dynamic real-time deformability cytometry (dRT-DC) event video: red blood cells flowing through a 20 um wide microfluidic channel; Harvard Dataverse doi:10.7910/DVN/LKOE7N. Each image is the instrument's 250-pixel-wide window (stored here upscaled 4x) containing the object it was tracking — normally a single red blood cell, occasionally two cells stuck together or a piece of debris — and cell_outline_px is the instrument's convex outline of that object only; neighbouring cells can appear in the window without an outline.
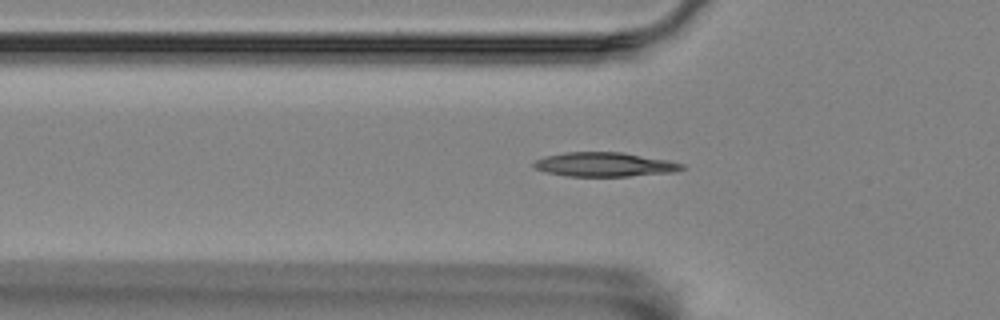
{"species": "Egyptian fruit bat (a non-hibernating species)", "species_latin": "Rousettus aegyptiacus", "temperature_condition": "room temperature", "stored_images_in_passage": 38, "camera_frame_rate_fps": 3000, "um_per_image_px": 0.085, "animal": {"sex": "female"}, "frame": {"image": 1, "passage_image": 5, "time_ms": 1.333, "image_size_px": [1000, 320], "cell_outline_px": [[688, 168], [676, 172], [628, 176], [564, 176], [544, 172], [536, 168], [532, 164], [536, 160], [544, 156], [564, 152], [620, 152], [668, 160], [684, 164]], "centroid_in_image_um": [51.4, 13.98], "position_along_channel_um": 74.4, "area_um2": 21.04}}
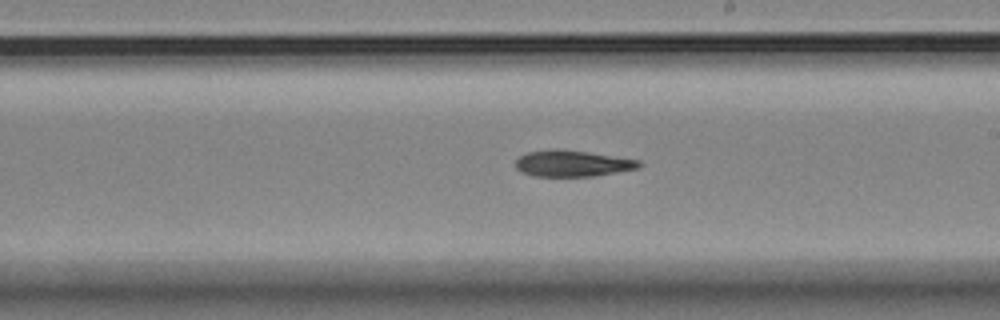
{"frame": {"image": 2, "passage_image": 19, "time_ms": 6.0, "image_size_px": [1000, 320], "cell_outline_px": [[644, 164], [640, 168], [596, 176], [532, 176], [516, 168], [516, 160], [520, 156], [528, 152], [556, 148], [560, 148], [588, 152], [640, 160]], "centroid_in_image_um": [48.7, 13.89], "position_along_channel_um": 240.3, "area_um2": 19.02}}
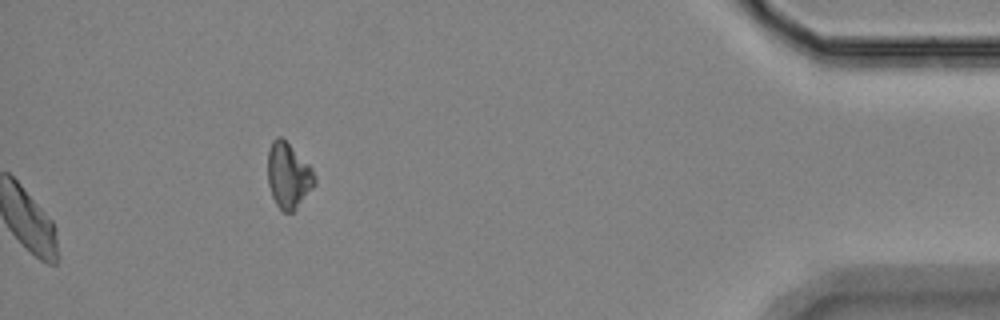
{"frame": {"image": 3, "passage_image": 38, "time_ms": 12.333, "image_size_px": [1000, 320], "cell_outline_px": [[316, 184], [296, 208], [292, 212], [284, 212], [276, 204], [272, 196], [268, 184], [268, 148], [272, 140], [276, 136], [280, 136], [312, 168], [316, 176]], "centroid_in_image_um": [24.5, 14.92], "position_along_channel_um": 410.7, "area_um2": 17.74}, "authors_computed_cell_mechanics": {"area_um2": 19.7965, "velocity_mm_per_s": 3.534, "shape_relaxation_time_tau1_ms": 4.7571, "shape_relaxation_time_tau2_ms": null, "deformation_change_tau1": 0.1068, "deformation_change_tau2": null}}